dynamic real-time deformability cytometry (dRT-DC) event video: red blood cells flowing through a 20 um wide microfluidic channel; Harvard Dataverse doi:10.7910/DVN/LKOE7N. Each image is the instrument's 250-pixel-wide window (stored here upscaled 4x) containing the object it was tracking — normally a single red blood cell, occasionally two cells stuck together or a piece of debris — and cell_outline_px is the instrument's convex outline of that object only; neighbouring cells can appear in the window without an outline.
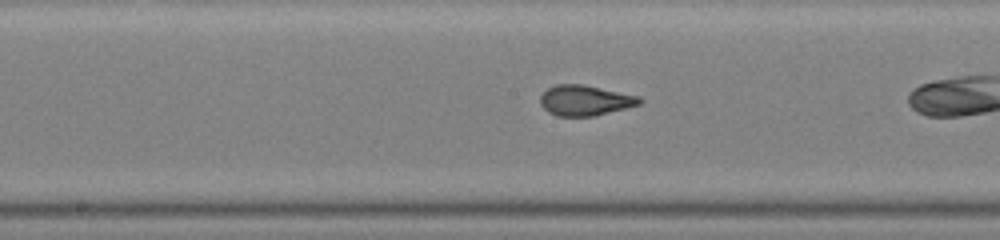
{"species": "common noctule bat (a hibernating species)", "species_latin": "Nyctalus noctula", "temperature_condition": "warm", "stored_images_in_passage": 25, "camera_frame_rate_fps": 3000, "um_per_image_px": 0.085, "animal": {"sex": "male", "body_mass_g": 19.0, "forearm_length_mm": 50.8}, "frame": {"image": 1, "passage_image": 11, "time_ms": 3.333, "image_size_px": [1000, 240], "cell_outline_px": [[644, 100], [640, 104], [592, 116], [556, 116], [548, 112], [540, 104], [540, 96], [548, 88], [556, 84], [584, 84], [640, 96]], "centroid_in_image_um": [49.72, 8.52], "position_along_channel_um": 198.5, "area_um2": 17.57}}